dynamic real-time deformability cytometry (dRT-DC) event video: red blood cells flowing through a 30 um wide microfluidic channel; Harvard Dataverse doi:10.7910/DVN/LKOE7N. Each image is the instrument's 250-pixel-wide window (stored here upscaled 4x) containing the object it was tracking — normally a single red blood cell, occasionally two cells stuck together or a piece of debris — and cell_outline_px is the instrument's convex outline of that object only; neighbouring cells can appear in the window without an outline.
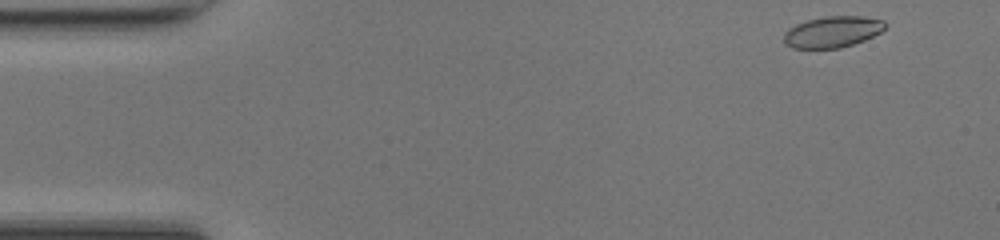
{"species": "common noctule bat (a hibernating species)", "species_latin": "Nyctalus noctula", "temperature_condition": "room temperature", "stored_images_in_passage": 46, "camera_frame_rate_fps": 3000, "um_per_image_px": 0.085, "animal": {"sex": "female", "body_mass_g": 17.0, "forearm_length_mm": 48.0}, "frame": {"image": 1, "passage_image": 1, "time_ms": 0.0, "image_size_px": [1000, 240], "cell_outline_px": [[888, 24], [880, 32], [864, 40], [840, 48], [792, 48], [784, 44], [784, 32], [788, 28], [796, 24], [808, 20], [824, 16], [864, 16], [884, 20]], "centroid_in_image_um": [70.75, 2.7], "position_along_channel_um": 14.2, "area_um2": 18.5}}
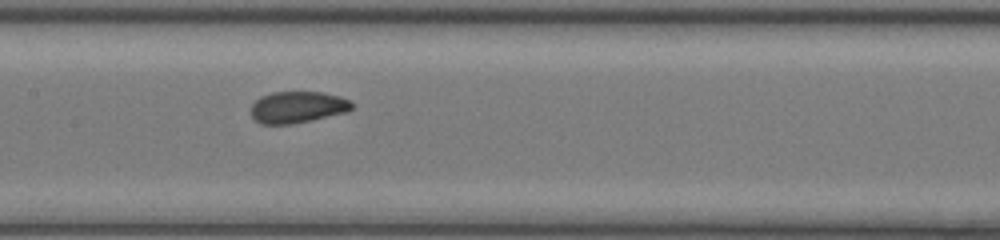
{"frame": {"image": 2, "passage_image": 21, "time_ms": 6.667, "image_size_px": [1000, 240], "cell_outline_px": [[352, 108], [348, 112], [312, 120], [292, 124], [260, 124], [252, 116], [252, 104], [260, 96], [272, 92], [324, 92], [340, 96], [352, 100]], "centroid_in_image_um": [25.32, 9.1], "position_along_channel_um": 182.1, "area_um2": 18.73}}
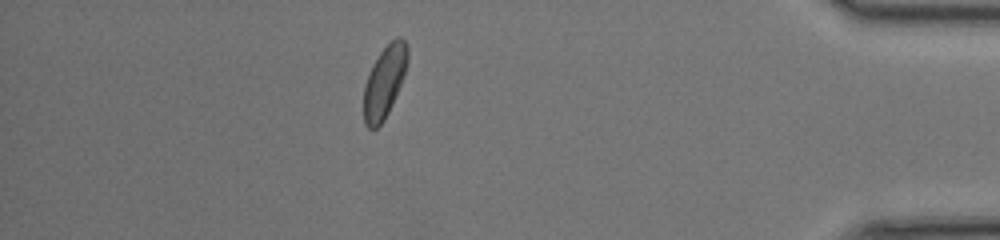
{"frame": {"image": 3, "passage_image": 40, "time_ms": 13.0, "image_size_px": [1000, 240], "cell_outline_px": [[408, 60], [404, 76], [392, 104], [384, 120], [376, 128], [368, 128], [364, 124], [364, 84], [372, 64], [380, 52], [396, 36], [400, 36], [404, 40], [408, 48]], "centroid_in_image_um": [32.68, 6.93], "position_along_channel_um": 402.5, "area_um2": 18.32}, "authors_computed_cell_mechanics": {"area_um2": 18.8139, "velocity_mm_per_s": 4.2479, "shape_relaxation_time_tau1_ms": 3.9924, "shape_relaxation_time_tau2_ms": 0.8062, "deformation_change_tau1": 0.1099, "deformation_change_tau2": 0.0378}}